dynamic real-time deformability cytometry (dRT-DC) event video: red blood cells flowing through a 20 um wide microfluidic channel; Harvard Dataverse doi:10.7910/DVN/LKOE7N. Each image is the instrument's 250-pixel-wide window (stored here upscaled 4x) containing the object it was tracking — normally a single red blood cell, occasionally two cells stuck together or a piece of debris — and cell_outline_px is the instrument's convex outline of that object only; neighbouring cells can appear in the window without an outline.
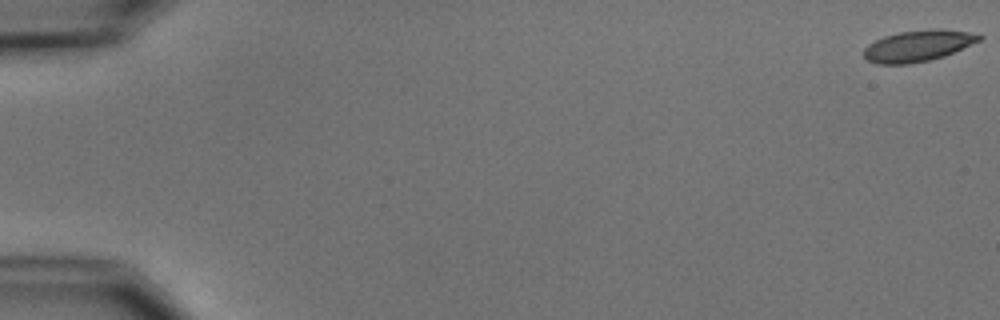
{"species": "common noctule bat (a hibernating species)", "species_latin": "Nyctalus noctula", "temperature_condition": "cold", "stored_images_in_passage": 7, "camera_frame_rate_fps": 3000, "um_per_image_px": 0.085, "animal": {"sex": "male", "body_mass_g": 15.6}, "frame": {"image": 1, "passage_image": 1, "time_ms": 0.0, "image_size_px": [1000, 320], "cell_outline_px": [[984, 36], [980, 40], [944, 56], [928, 60], [908, 64], [876, 64], [868, 60], [864, 56], [864, 48], [868, 44], [884, 36], [900, 32], [932, 28], [936, 28], [968, 32]], "centroid_in_image_um": [78.0, 3.89], "position_along_channel_um": 7.0, "area_um2": 20.81}}
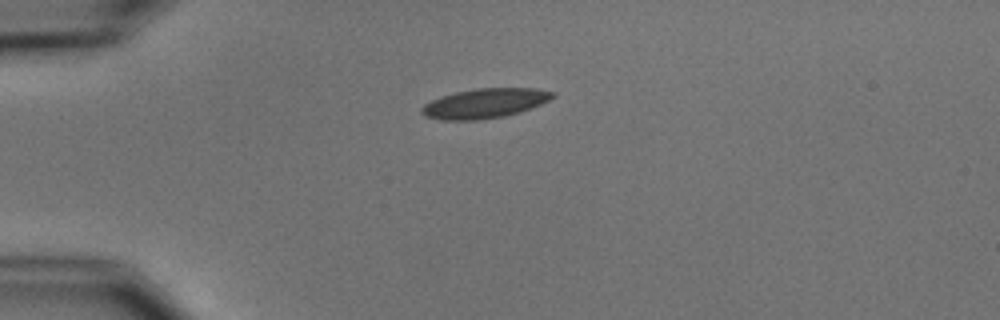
{"frame": {"image": 2, "passage_image": 5, "time_ms": 4.667, "image_size_px": [1000, 320], "cell_outline_px": [[556, 96], [532, 108], [520, 112], [504, 116], [476, 120], [440, 120], [424, 116], [420, 112], [420, 108], [424, 104], [440, 96], [456, 92], [476, 88], [536, 88], [556, 92]], "centroid_in_image_um": [41.2, 8.78], "position_along_channel_um": 43.8, "area_um2": 22.77}}